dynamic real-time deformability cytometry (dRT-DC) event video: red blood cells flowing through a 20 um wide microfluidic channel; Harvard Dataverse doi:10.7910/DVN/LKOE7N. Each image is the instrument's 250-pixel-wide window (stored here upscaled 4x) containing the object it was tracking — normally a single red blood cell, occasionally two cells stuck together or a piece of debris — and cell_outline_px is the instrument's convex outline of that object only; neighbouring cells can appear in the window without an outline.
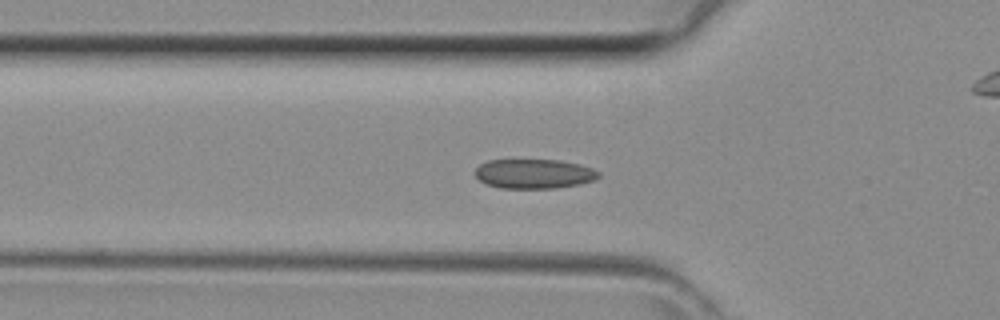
{"species": "common noctule bat (a hibernating species)", "species_latin": "Nyctalus noctula", "temperature_condition": "room temperature", "stored_images_in_passage": 44, "camera_frame_rate_fps": 3000, "um_per_image_px": 0.085, "animal": {"sex": "female", "body_mass_g": 29.2, "forearm_length_mm": 56.3}, "frame": {"image": 1, "passage_image": 14, "time_ms": 4.333, "image_size_px": [1000, 320], "cell_outline_px": [[600, 176], [596, 180], [580, 184], [556, 188], [500, 188], [484, 184], [472, 172], [480, 164], [488, 160], [560, 160], [580, 164], [592, 168], [600, 172]], "centroid_in_image_um": [45.39, 14.77], "position_along_channel_um": 80.4, "area_um2": 21.5}}
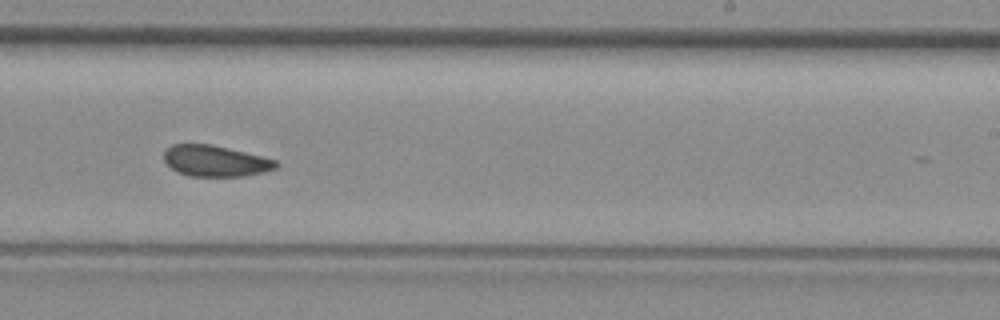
{"frame": {"image": 2, "passage_image": 26, "time_ms": 8.333, "image_size_px": [1000, 320], "cell_outline_px": [[280, 164], [276, 168], [264, 172], [244, 176], [188, 176], [176, 172], [164, 160], [164, 152], [172, 144], [212, 144], [276, 160]], "centroid_in_image_um": [18.3, 13.69], "position_along_channel_um": 270.7, "area_um2": 20.23}}
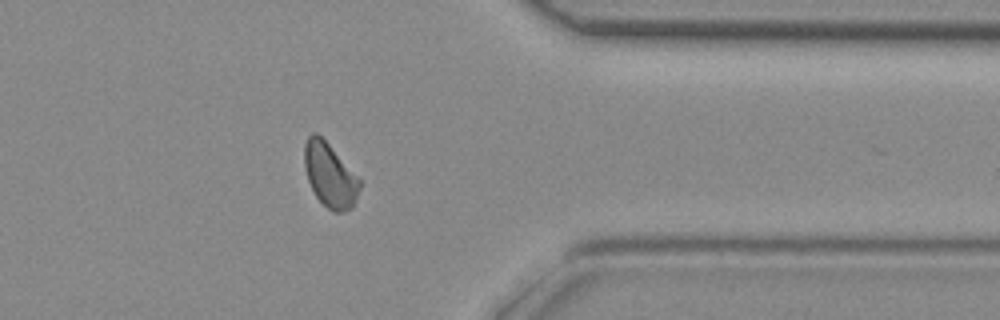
{"frame": {"image": 3, "passage_image": 34, "time_ms": 11.0, "image_size_px": [1000, 320], "cell_outline_px": [[360, 188], [356, 200], [352, 208], [344, 212], [332, 212], [316, 196], [308, 180], [304, 168], [304, 144], [308, 136], [312, 132], [316, 132], [328, 144], [360, 180]], "centroid_in_image_um": [28.02, 14.91], "position_along_channel_um": 383.4, "area_um2": 20.35}}